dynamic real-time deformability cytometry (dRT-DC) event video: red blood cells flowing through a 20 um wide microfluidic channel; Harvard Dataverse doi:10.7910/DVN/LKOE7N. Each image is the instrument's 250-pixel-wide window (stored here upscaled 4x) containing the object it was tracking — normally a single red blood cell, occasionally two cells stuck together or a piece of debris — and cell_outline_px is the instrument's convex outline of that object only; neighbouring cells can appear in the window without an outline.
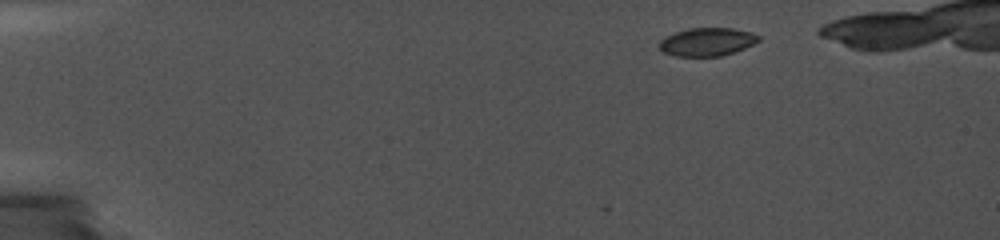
{"species": "common noctule bat (a hibernating species)", "species_latin": "Nyctalus noctula", "temperature_condition": "cold", "stored_images_in_passage": 10, "camera_frame_rate_fps": 5000, "um_per_image_px": 0.085, "animal": {"sex": "female", "body_mass_g": 19.0, "forearm_length_mm": 56.7}, "frame": {"image": 1, "passage_image": 1, "time_ms": 0.0, "image_size_px": [1000, 240], "cell_outline_px": [[760, 40], [744, 48], [720, 56], [676, 56], [664, 52], [660, 48], [660, 40], [664, 36], [688, 28], [732, 28], [752, 32], [760, 36]], "centroid_in_image_um": [60.1, 3.54], "position_along_channel_um": 24.9, "area_um2": 16.18}}